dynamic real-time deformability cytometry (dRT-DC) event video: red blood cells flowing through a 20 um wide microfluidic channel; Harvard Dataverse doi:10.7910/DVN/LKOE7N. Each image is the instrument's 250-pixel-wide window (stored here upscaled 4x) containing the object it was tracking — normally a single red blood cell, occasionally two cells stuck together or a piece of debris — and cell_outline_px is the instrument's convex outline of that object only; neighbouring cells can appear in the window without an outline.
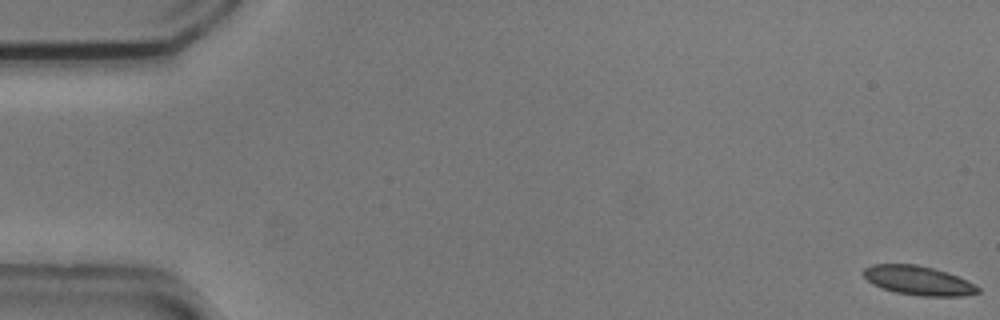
{"species": "common noctule bat (a hibernating species)", "species_latin": "Nyctalus noctula", "temperature_condition": "cold", "stored_images_in_passage": 7, "camera_frame_rate_fps": 3000, "um_per_image_px": 0.085, "animal": {"sex": "male", "body_mass_g": 20.5, "forearm_length_mm": 52.5}, "frame": {"image": 1, "passage_image": 1, "time_ms": 0.0, "image_size_px": [1000, 320], "cell_outline_px": [[980, 292], [964, 296], [920, 296], [896, 292], [872, 284], [864, 276], [864, 268], [872, 264], [916, 264], [948, 272], [976, 284], [980, 288]], "centroid_in_image_um": [78.1, 23.84], "position_along_channel_um": 6.9, "area_um2": 19.42}}